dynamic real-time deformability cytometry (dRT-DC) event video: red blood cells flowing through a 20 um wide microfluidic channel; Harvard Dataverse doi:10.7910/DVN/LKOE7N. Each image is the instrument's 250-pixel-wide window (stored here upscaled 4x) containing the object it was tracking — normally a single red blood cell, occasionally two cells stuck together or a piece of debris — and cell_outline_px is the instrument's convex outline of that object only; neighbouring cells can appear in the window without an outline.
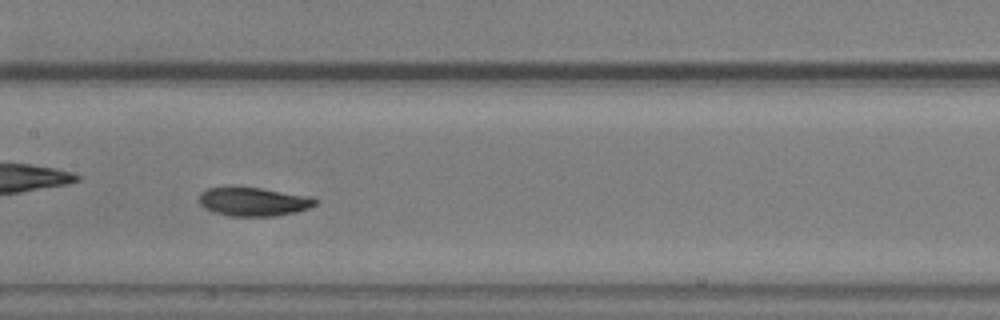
{"species": "common noctule bat (a hibernating species)", "species_latin": "Nyctalus noctula", "temperature_condition": "warm", "stored_images_in_passage": 49, "camera_frame_rate_fps": 3000, "um_per_image_px": 0.085, "animal": {"sex": "male", "body_mass_g": 20.5, "forearm_length_mm": 52.5}, "frame": {"image": 1, "passage_image": 22, "time_ms": 7.0, "image_size_px": [1000, 320], "cell_outline_px": [[320, 200], [316, 204], [308, 208], [296, 212], [276, 216], [232, 216], [216, 212], [204, 208], [200, 204], [200, 192], [208, 188], [260, 188], [312, 196]], "centroid_in_image_um": [21.61, 17.15], "position_along_channel_um": 185.8, "area_um2": 19.25}}
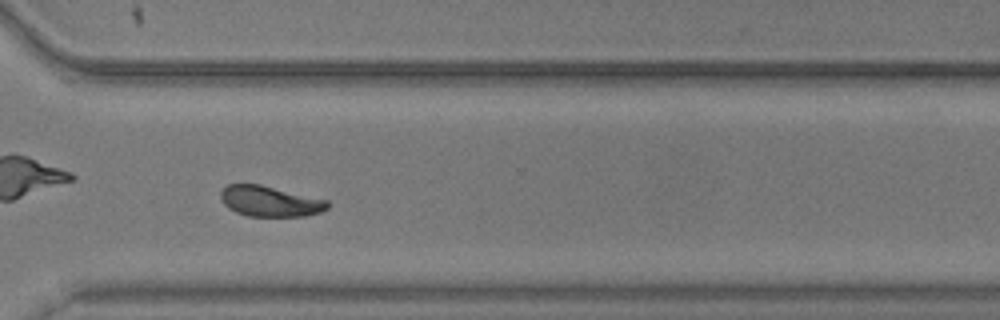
{"frame": {"image": 2, "passage_image": 35, "time_ms": 11.333, "image_size_px": [1000, 320], "cell_outline_px": [[332, 204], [328, 208], [320, 212], [308, 216], [248, 216], [236, 212], [228, 208], [220, 200], [220, 192], [228, 184], [260, 184], [328, 200]], "centroid_in_image_um": [22.96, 17.11], "position_along_channel_um": 347.6, "area_um2": 19.19}, "authors_computed_cell_mechanics": {"area_um2": 19.4208, "velocity_mm_per_s": 3.7475, "shape_relaxation_time_tau1_ms": 3.5053, "shape_relaxation_time_tau2_ms": 2.5668, "deformation_change_tau1": 0.134, "deformation_change_tau2": 0.0629}}